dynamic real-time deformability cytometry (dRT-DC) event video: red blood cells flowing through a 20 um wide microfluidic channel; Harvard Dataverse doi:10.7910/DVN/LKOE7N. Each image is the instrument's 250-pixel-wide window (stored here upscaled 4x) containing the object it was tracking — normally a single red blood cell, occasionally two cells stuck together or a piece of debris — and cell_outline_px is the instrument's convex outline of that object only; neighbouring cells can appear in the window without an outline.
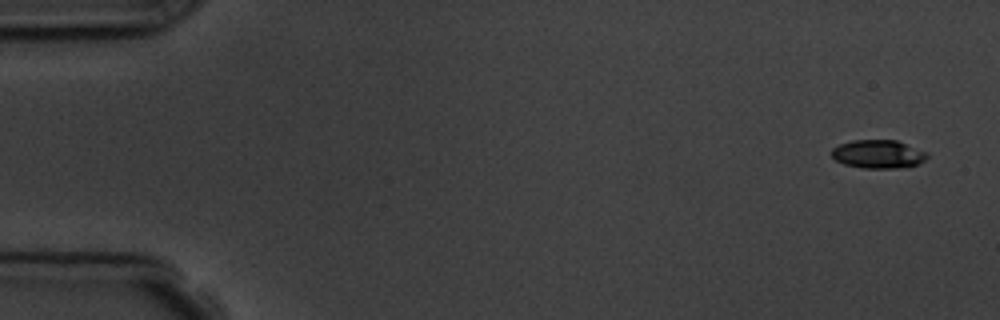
{"species": "common noctule bat (a hibernating species)", "species_latin": "Nyctalus noctula", "temperature_condition": "room temperature", "stored_images_in_passage": 5, "camera_frame_rate_fps": 3000, "um_per_image_px": 0.085, "animal": {"sex": "male", "body_mass_g": 19.5, "forearm_length_mm": 54.6}, "frame": {"image": 1, "passage_image": 1, "time_ms": 0.0, "image_size_px": [1000, 320], "cell_outline_px": [[928, 156], [924, 160], [916, 164], [896, 168], [864, 168], [844, 164], [836, 160], [832, 156], [832, 148], [840, 144], [852, 140], [896, 140], [928, 152]], "centroid_in_image_um": [74.64, 13.09], "position_along_channel_um": 10.4, "area_um2": 15.66}}
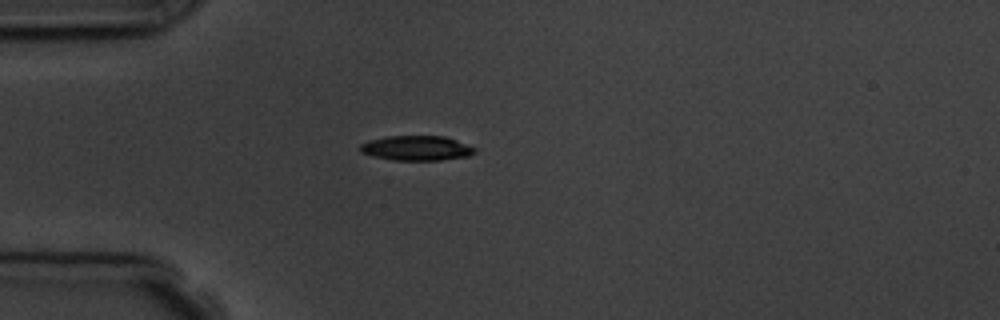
{"frame": {"image": 2, "passage_image": 5, "time_ms": 4.333, "image_size_px": [1000, 320], "cell_outline_px": [[476, 152], [468, 156], [440, 160], [392, 160], [372, 156], [360, 152], [360, 144], [368, 140], [388, 136], [444, 136], [456, 140], [476, 148]], "centroid_in_image_um": [35.38, 12.59], "position_along_channel_um": 49.6, "area_um2": 16.59}}